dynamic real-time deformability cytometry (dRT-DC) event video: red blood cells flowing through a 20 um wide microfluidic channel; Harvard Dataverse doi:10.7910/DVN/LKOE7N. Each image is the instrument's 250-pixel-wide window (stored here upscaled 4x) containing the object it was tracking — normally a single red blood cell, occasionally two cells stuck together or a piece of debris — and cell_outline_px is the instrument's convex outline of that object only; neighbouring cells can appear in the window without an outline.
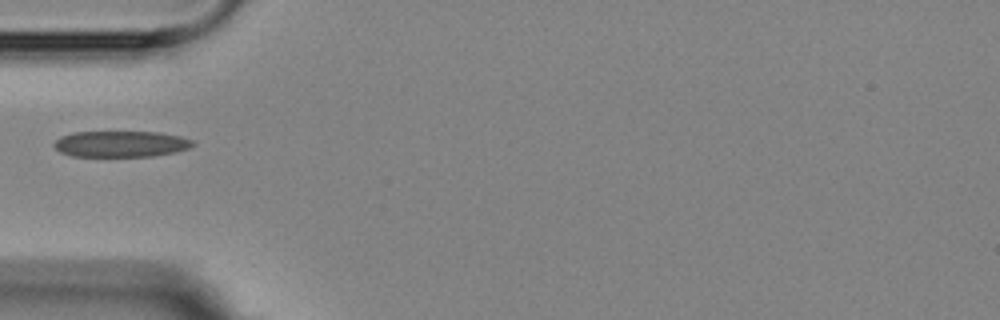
{"species": "Egyptian fruit bat (a non-hibernating species)", "species_latin": "Rousettus aegyptiacus", "temperature_condition": "room temperature", "stored_images_in_passage": 1, "camera_frame_rate_fps": 3000, "um_per_image_px": 0.085, "animal": {"sex": "female"}, "frame": {"image": 1, "passage_image": 1, "time_ms": 0.0, "image_size_px": [1000, 320], "cell_outline_px": [[196, 144], [188, 148], [176, 152], [152, 156], [72, 156], [60, 152], [52, 144], [60, 136], [72, 132], [160, 132], [180, 136], [192, 140]], "centroid_in_image_um": [10.27, 12.23], "position_along_channel_um": 74.7, "area_um2": 21.15}}